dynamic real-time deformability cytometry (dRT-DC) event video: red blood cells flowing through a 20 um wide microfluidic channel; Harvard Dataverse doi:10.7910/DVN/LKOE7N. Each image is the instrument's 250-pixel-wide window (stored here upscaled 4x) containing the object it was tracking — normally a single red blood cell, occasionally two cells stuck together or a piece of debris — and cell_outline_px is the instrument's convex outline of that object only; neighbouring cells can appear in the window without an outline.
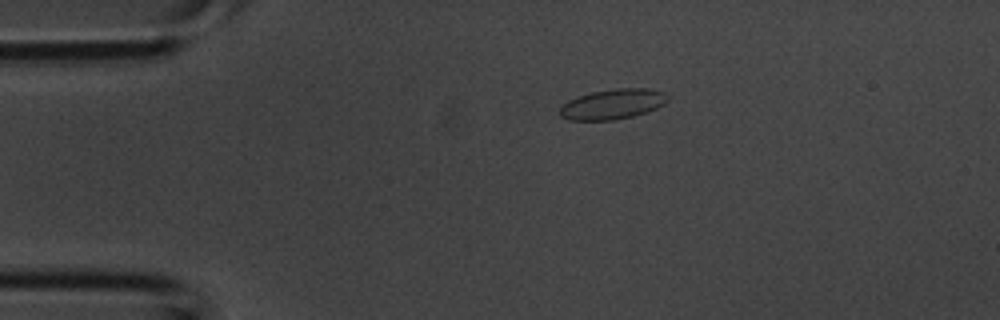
{"species": "common noctule bat (a hibernating species)", "species_latin": "Nyctalus noctula", "temperature_condition": "room temperature", "stored_images_in_passage": 33, "camera_frame_rate_fps": 3000, "um_per_image_px": 0.085, "animal": {"sex": "male", "body_mass_g": 20.1, "forearm_length_mm": 53.5}, "frame": {"image": 1, "passage_image": 2, "time_ms": 0.333, "image_size_px": [1000, 320], "cell_outline_px": [[668, 100], [664, 104], [656, 108], [632, 116], [612, 120], [568, 120], [560, 116], [560, 108], [568, 100], [592, 92], [616, 88], [648, 88], [664, 92], [668, 96]], "centroid_in_image_um": [52.08, 8.85], "position_along_channel_um": 32.9, "area_um2": 18.79}}
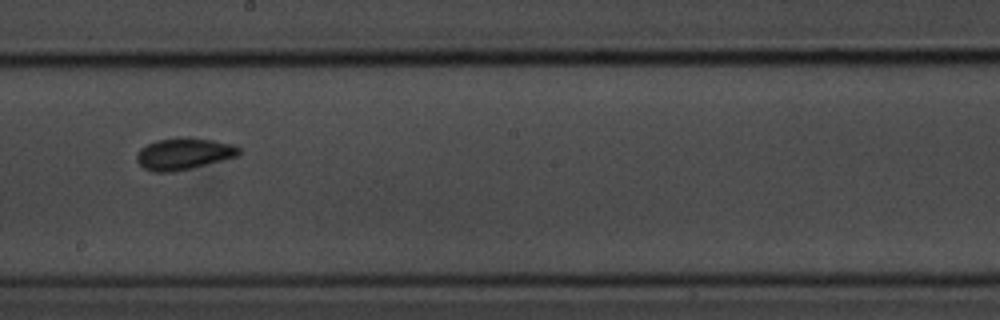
{"frame": {"image": 2, "passage_image": 16, "time_ms": 5.0, "image_size_px": [1000, 320], "cell_outline_px": [[240, 152], [236, 156], [224, 160], [192, 168], [172, 172], [152, 172], [144, 168], [136, 160], [136, 156], [140, 148], [156, 140], [212, 140], [232, 144], [240, 148]], "centroid_in_image_um": [15.6, 13.12], "position_along_channel_um": 232.6, "area_um2": 18.15}}
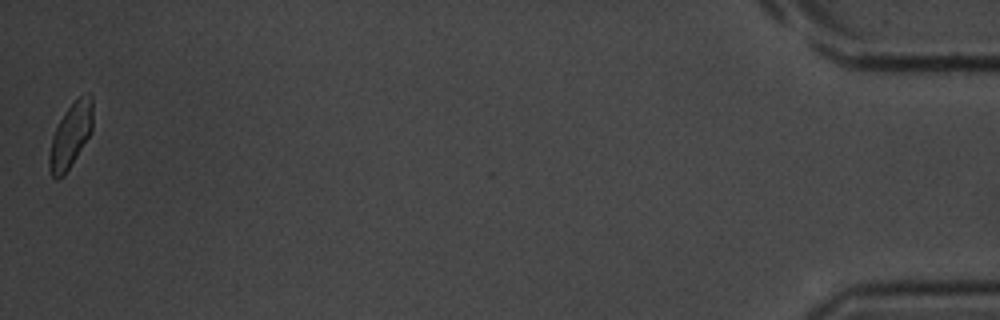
{"frame": {"image": 3, "passage_image": 33, "time_ms": 10.667, "image_size_px": [1000, 320], "cell_outline_px": [[92, 132], [64, 176], [56, 180], [52, 176], [48, 168], [48, 156], [52, 136], [60, 120], [68, 108], [80, 96], [88, 92], [92, 92]], "centroid_in_image_um": [6.0, 11.54], "position_along_channel_um": 429.2, "area_um2": 16.42}}